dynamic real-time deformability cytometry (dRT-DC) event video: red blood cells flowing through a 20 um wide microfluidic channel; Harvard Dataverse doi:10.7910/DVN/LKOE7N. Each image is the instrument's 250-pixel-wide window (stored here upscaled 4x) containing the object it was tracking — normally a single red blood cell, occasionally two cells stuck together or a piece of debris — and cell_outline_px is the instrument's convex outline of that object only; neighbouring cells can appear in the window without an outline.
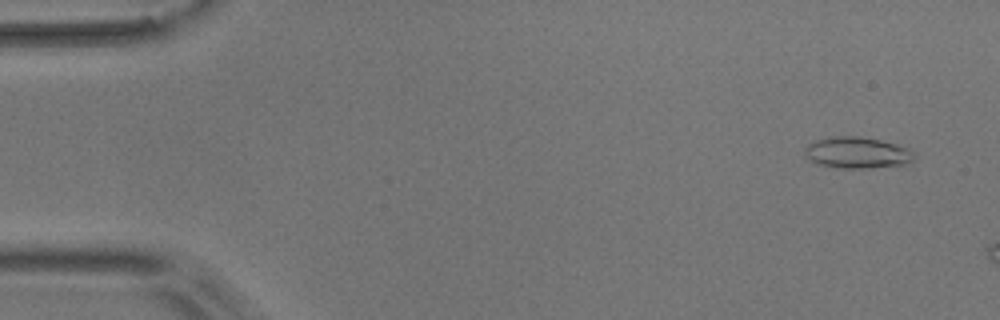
{"species": "common noctule bat (a hibernating species)", "species_latin": "Nyctalus noctula", "temperature_condition": "room temperature", "stored_images_in_passage": 5, "camera_frame_rate_fps": 3000, "um_per_image_px": 0.085, "animal": {"sex": "male", "body_mass_g": 17.9}, "frame": {"image": 1, "passage_image": 1, "time_ms": 0.0, "image_size_px": [1000, 320], "cell_outline_px": [[916, 156], [908, 164], [868, 168], [840, 168], [820, 164], [812, 160], [804, 152], [804, 148], [808, 144], [816, 140], [836, 136], [860, 136], [880, 140], [896, 144], [908, 148], [916, 152]], "centroid_in_image_um": [72.92, 12.97], "position_along_channel_um": 12.1, "area_um2": 19.94}}